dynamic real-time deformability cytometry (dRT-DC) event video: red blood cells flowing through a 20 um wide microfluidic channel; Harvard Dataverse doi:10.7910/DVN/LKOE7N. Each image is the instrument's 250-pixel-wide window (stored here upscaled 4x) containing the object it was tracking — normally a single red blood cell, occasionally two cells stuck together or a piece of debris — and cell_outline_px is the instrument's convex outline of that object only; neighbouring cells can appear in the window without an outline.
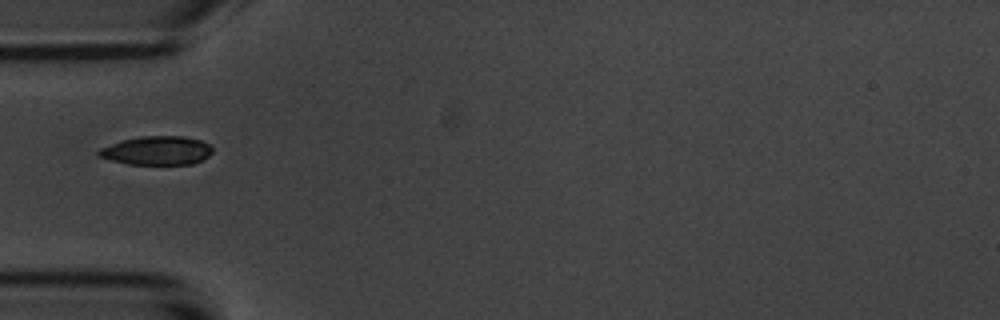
{"species": "common noctule bat (a hibernating species)", "species_latin": "Nyctalus noctula", "temperature_condition": "room temperature", "stored_images_in_passage": 3, "camera_frame_rate_fps": 3000, "um_per_image_px": 0.085, "animal": {"sex": "male", "body_mass_g": 20.1, "forearm_length_mm": 53.5}, "frame": {"image": 1, "passage_image": 1, "time_ms": 0.0, "image_size_px": [1000, 320], "cell_outline_px": [[212, 152], [204, 160], [192, 164], [128, 164], [96, 156], [96, 152], [100, 148], [120, 140], [140, 136], [184, 136], [200, 140], [212, 144]], "centroid_in_image_um": [13.34, 12.79], "position_along_channel_um": 71.7, "area_um2": 19.31}}